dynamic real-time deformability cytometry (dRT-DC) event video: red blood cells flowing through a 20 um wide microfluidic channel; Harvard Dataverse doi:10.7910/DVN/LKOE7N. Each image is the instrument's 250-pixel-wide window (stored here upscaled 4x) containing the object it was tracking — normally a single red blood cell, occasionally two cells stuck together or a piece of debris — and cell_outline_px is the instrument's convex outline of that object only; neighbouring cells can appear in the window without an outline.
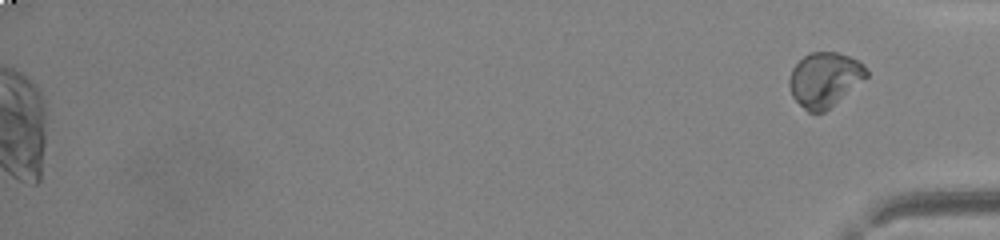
{"species": "common noctule bat (a hibernating species)", "species_latin": "Nyctalus noctula", "temperature_condition": "warm", "stored_images_in_passage": 34, "camera_frame_rate_fps": 3000, "um_per_image_px": 0.085, "animal": {"sex": "male", "body_mass_g": 20.0, "forearm_length_mm": 53.3}, "frame": {"image": 1, "passage_image": 34, "time_ms": 11.0, "image_size_px": [1000, 240], "cell_outline_px": [[868, 76], [824, 112], [808, 112], [792, 96], [788, 84], [788, 80], [792, 68], [804, 56], [812, 52], [836, 52], [860, 60], [868, 68]], "centroid_in_image_um": [70.1, 6.74], "position_along_channel_um": 365.1, "area_um2": 24.39}}